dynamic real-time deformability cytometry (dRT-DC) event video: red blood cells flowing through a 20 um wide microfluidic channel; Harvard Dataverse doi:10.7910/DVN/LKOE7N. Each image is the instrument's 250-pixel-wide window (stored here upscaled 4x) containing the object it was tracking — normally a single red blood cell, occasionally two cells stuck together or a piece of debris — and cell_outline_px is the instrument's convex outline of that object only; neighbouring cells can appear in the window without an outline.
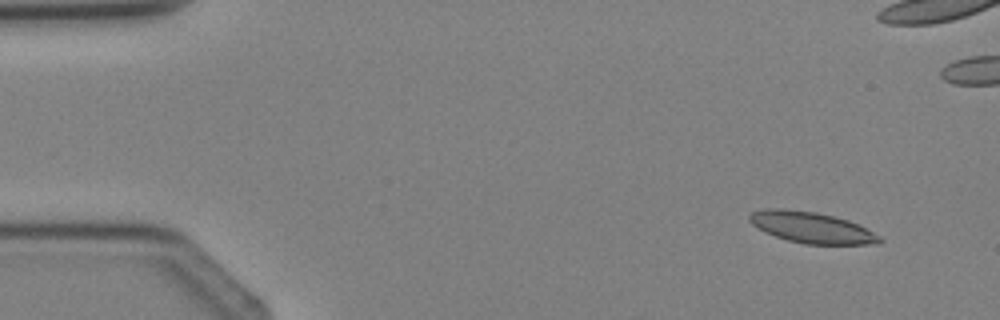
{"species": "Egyptian fruit bat (a non-hibernating species)", "species_latin": "Rousettus aegyptiacus", "temperature_condition": "cold", "stored_images_in_passage": 8, "segment_of_instrument_passage": [1, 2], "camera_frame_rate_fps": 3000, "um_per_image_px": 0.085, "animal": {"sex": "female"}, "frame": {"image": 1, "passage_image": 2, "time_ms": 1.0, "image_size_px": [1000, 320], "cell_outline_px": [[884, 240], [880, 244], [804, 244], [788, 240], [764, 232], [752, 224], [748, 220], [748, 216], [752, 212], [764, 208], [784, 208], [816, 212], [848, 220], [880, 236]], "centroid_in_image_um": [68.95, 19.33], "position_along_channel_um": 16.1, "area_um2": 23.52}}
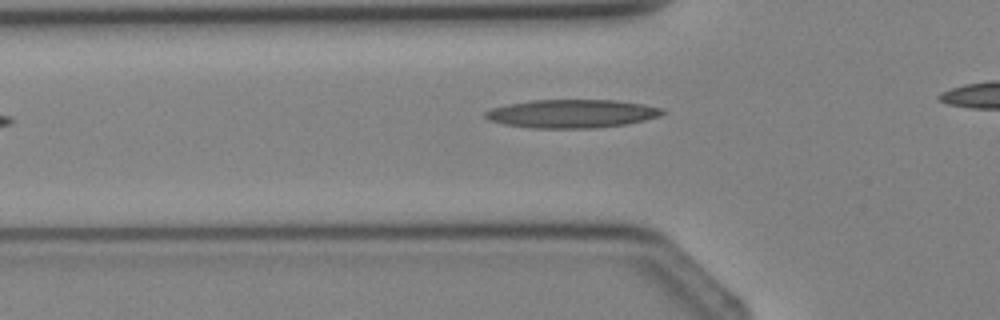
{"frame": {"image": 2, "passage_image": 7, "time_ms": 7.0, "image_size_px": [1000, 320], "cell_outline_px": [[668, 112], [660, 116], [628, 124], [596, 128], [532, 128], [504, 124], [488, 120], [484, 116], [484, 112], [492, 108], [508, 104], [532, 100], [616, 100], [644, 104], [660, 108]], "centroid_in_image_um": [48.62, 9.66], "position_along_channel_um": 77.2, "area_um2": 29.42}}